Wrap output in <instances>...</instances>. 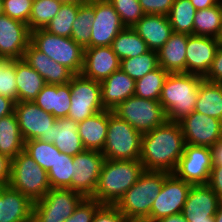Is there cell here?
Returning a JSON list of instances; mask_svg holds the SVG:
<instances>
[{
    "label": "cell",
    "instance_id": "obj_31",
    "mask_svg": "<svg viewBox=\"0 0 222 222\" xmlns=\"http://www.w3.org/2000/svg\"><path fill=\"white\" fill-rule=\"evenodd\" d=\"M24 143L16 114L0 118V153L13 159L24 150Z\"/></svg>",
    "mask_w": 222,
    "mask_h": 222
},
{
    "label": "cell",
    "instance_id": "obj_29",
    "mask_svg": "<svg viewBox=\"0 0 222 222\" xmlns=\"http://www.w3.org/2000/svg\"><path fill=\"white\" fill-rule=\"evenodd\" d=\"M17 102L34 101L46 85L43 77L25 60H15Z\"/></svg>",
    "mask_w": 222,
    "mask_h": 222
},
{
    "label": "cell",
    "instance_id": "obj_60",
    "mask_svg": "<svg viewBox=\"0 0 222 222\" xmlns=\"http://www.w3.org/2000/svg\"><path fill=\"white\" fill-rule=\"evenodd\" d=\"M5 61V59L0 58V65Z\"/></svg>",
    "mask_w": 222,
    "mask_h": 222
},
{
    "label": "cell",
    "instance_id": "obj_53",
    "mask_svg": "<svg viewBox=\"0 0 222 222\" xmlns=\"http://www.w3.org/2000/svg\"><path fill=\"white\" fill-rule=\"evenodd\" d=\"M220 0H190L191 4L196 10L212 7L216 5Z\"/></svg>",
    "mask_w": 222,
    "mask_h": 222
},
{
    "label": "cell",
    "instance_id": "obj_35",
    "mask_svg": "<svg viewBox=\"0 0 222 222\" xmlns=\"http://www.w3.org/2000/svg\"><path fill=\"white\" fill-rule=\"evenodd\" d=\"M196 8L190 0H174L168 18L175 33L194 34Z\"/></svg>",
    "mask_w": 222,
    "mask_h": 222
},
{
    "label": "cell",
    "instance_id": "obj_26",
    "mask_svg": "<svg viewBox=\"0 0 222 222\" xmlns=\"http://www.w3.org/2000/svg\"><path fill=\"white\" fill-rule=\"evenodd\" d=\"M71 90L67 84H46L34 103L41 109L53 115L56 119L67 118L71 105Z\"/></svg>",
    "mask_w": 222,
    "mask_h": 222
},
{
    "label": "cell",
    "instance_id": "obj_23",
    "mask_svg": "<svg viewBox=\"0 0 222 222\" xmlns=\"http://www.w3.org/2000/svg\"><path fill=\"white\" fill-rule=\"evenodd\" d=\"M132 29L150 50L158 51L173 33L168 16L145 14Z\"/></svg>",
    "mask_w": 222,
    "mask_h": 222
},
{
    "label": "cell",
    "instance_id": "obj_43",
    "mask_svg": "<svg viewBox=\"0 0 222 222\" xmlns=\"http://www.w3.org/2000/svg\"><path fill=\"white\" fill-rule=\"evenodd\" d=\"M0 95L17 103L15 60H5L0 65Z\"/></svg>",
    "mask_w": 222,
    "mask_h": 222
},
{
    "label": "cell",
    "instance_id": "obj_59",
    "mask_svg": "<svg viewBox=\"0 0 222 222\" xmlns=\"http://www.w3.org/2000/svg\"><path fill=\"white\" fill-rule=\"evenodd\" d=\"M219 44L222 46V33L221 36L219 37Z\"/></svg>",
    "mask_w": 222,
    "mask_h": 222
},
{
    "label": "cell",
    "instance_id": "obj_33",
    "mask_svg": "<svg viewBox=\"0 0 222 222\" xmlns=\"http://www.w3.org/2000/svg\"><path fill=\"white\" fill-rule=\"evenodd\" d=\"M111 47L120 60L136 57L150 50L146 42L132 28L128 27L115 37Z\"/></svg>",
    "mask_w": 222,
    "mask_h": 222
},
{
    "label": "cell",
    "instance_id": "obj_37",
    "mask_svg": "<svg viewBox=\"0 0 222 222\" xmlns=\"http://www.w3.org/2000/svg\"><path fill=\"white\" fill-rule=\"evenodd\" d=\"M168 72L158 66L142 78L136 80L135 96L159 101Z\"/></svg>",
    "mask_w": 222,
    "mask_h": 222
},
{
    "label": "cell",
    "instance_id": "obj_30",
    "mask_svg": "<svg viewBox=\"0 0 222 222\" xmlns=\"http://www.w3.org/2000/svg\"><path fill=\"white\" fill-rule=\"evenodd\" d=\"M195 111L222 121V83L201 81Z\"/></svg>",
    "mask_w": 222,
    "mask_h": 222
},
{
    "label": "cell",
    "instance_id": "obj_39",
    "mask_svg": "<svg viewBox=\"0 0 222 222\" xmlns=\"http://www.w3.org/2000/svg\"><path fill=\"white\" fill-rule=\"evenodd\" d=\"M80 3L69 2L62 3L56 16L45 28L51 34L71 37L72 25L76 19Z\"/></svg>",
    "mask_w": 222,
    "mask_h": 222
},
{
    "label": "cell",
    "instance_id": "obj_45",
    "mask_svg": "<svg viewBox=\"0 0 222 222\" xmlns=\"http://www.w3.org/2000/svg\"><path fill=\"white\" fill-rule=\"evenodd\" d=\"M102 206L93 198H84L73 214L64 222H92L96 211Z\"/></svg>",
    "mask_w": 222,
    "mask_h": 222
},
{
    "label": "cell",
    "instance_id": "obj_47",
    "mask_svg": "<svg viewBox=\"0 0 222 222\" xmlns=\"http://www.w3.org/2000/svg\"><path fill=\"white\" fill-rule=\"evenodd\" d=\"M145 14L168 16L174 0H139Z\"/></svg>",
    "mask_w": 222,
    "mask_h": 222
},
{
    "label": "cell",
    "instance_id": "obj_2",
    "mask_svg": "<svg viewBox=\"0 0 222 222\" xmlns=\"http://www.w3.org/2000/svg\"><path fill=\"white\" fill-rule=\"evenodd\" d=\"M143 172L144 167L140 160L105 159L91 198L102 205H115Z\"/></svg>",
    "mask_w": 222,
    "mask_h": 222
},
{
    "label": "cell",
    "instance_id": "obj_16",
    "mask_svg": "<svg viewBox=\"0 0 222 222\" xmlns=\"http://www.w3.org/2000/svg\"><path fill=\"white\" fill-rule=\"evenodd\" d=\"M94 21L91 26V48L111 46L126 27L108 0H94Z\"/></svg>",
    "mask_w": 222,
    "mask_h": 222
},
{
    "label": "cell",
    "instance_id": "obj_8",
    "mask_svg": "<svg viewBox=\"0 0 222 222\" xmlns=\"http://www.w3.org/2000/svg\"><path fill=\"white\" fill-rule=\"evenodd\" d=\"M113 113L128 122L141 134H145L167 121L166 113L159 101L143 99L135 95L121 102Z\"/></svg>",
    "mask_w": 222,
    "mask_h": 222
},
{
    "label": "cell",
    "instance_id": "obj_58",
    "mask_svg": "<svg viewBox=\"0 0 222 222\" xmlns=\"http://www.w3.org/2000/svg\"><path fill=\"white\" fill-rule=\"evenodd\" d=\"M201 222H215L214 218H208V221H201Z\"/></svg>",
    "mask_w": 222,
    "mask_h": 222
},
{
    "label": "cell",
    "instance_id": "obj_44",
    "mask_svg": "<svg viewBox=\"0 0 222 222\" xmlns=\"http://www.w3.org/2000/svg\"><path fill=\"white\" fill-rule=\"evenodd\" d=\"M34 0H3L4 14L28 24Z\"/></svg>",
    "mask_w": 222,
    "mask_h": 222
},
{
    "label": "cell",
    "instance_id": "obj_15",
    "mask_svg": "<svg viewBox=\"0 0 222 222\" xmlns=\"http://www.w3.org/2000/svg\"><path fill=\"white\" fill-rule=\"evenodd\" d=\"M185 143L211 147L222 138V121L193 111L178 121Z\"/></svg>",
    "mask_w": 222,
    "mask_h": 222
},
{
    "label": "cell",
    "instance_id": "obj_17",
    "mask_svg": "<svg viewBox=\"0 0 222 222\" xmlns=\"http://www.w3.org/2000/svg\"><path fill=\"white\" fill-rule=\"evenodd\" d=\"M31 41V31L27 24L0 15V58L22 59Z\"/></svg>",
    "mask_w": 222,
    "mask_h": 222
},
{
    "label": "cell",
    "instance_id": "obj_49",
    "mask_svg": "<svg viewBox=\"0 0 222 222\" xmlns=\"http://www.w3.org/2000/svg\"><path fill=\"white\" fill-rule=\"evenodd\" d=\"M207 185L222 199V165L212 167Z\"/></svg>",
    "mask_w": 222,
    "mask_h": 222
},
{
    "label": "cell",
    "instance_id": "obj_51",
    "mask_svg": "<svg viewBox=\"0 0 222 222\" xmlns=\"http://www.w3.org/2000/svg\"><path fill=\"white\" fill-rule=\"evenodd\" d=\"M213 166L222 165V138L210 147Z\"/></svg>",
    "mask_w": 222,
    "mask_h": 222
},
{
    "label": "cell",
    "instance_id": "obj_40",
    "mask_svg": "<svg viewBox=\"0 0 222 222\" xmlns=\"http://www.w3.org/2000/svg\"><path fill=\"white\" fill-rule=\"evenodd\" d=\"M61 1L58 0H34L28 27L30 31L45 29L50 21L58 13Z\"/></svg>",
    "mask_w": 222,
    "mask_h": 222
},
{
    "label": "cell",
    "instance_id": "obj_6",
    "mask_svg": "<svg viewBox=\"0 0 222 222\" xmlns=\"http://www.w3.org/2000/svg\"><path fill=\"white\" fill-rule=\"evenodd\" d=\"M30 43L50 59L68 68L74 75L81 74L84 48L71 37H62L45 29H37L31 31Z\"/></svg>",
    "mask_w": 222,
    "mask_h": 222
},
{
    "label": "cell",
    "instance_id": "obj_5",
    "mask_svg": "<svg viewBox=\"0 0 222 222\" xmlns=\"http://www.w3.org/2000/svg\"><path fill=\"white\" fill-rule=\"evenodd\" d=\"M8 185L33 203L42 199L51 189L47 171L24 150L12 159Z\"/></svg>",
    "mask_w": 222,
    "mask_h": 222
},
{
    "label": "cell",
    "instance_id": "obj_52",
    "mask_svg": "<svg viewBox=\"0 0 222 222\" xmlns=\"http://www.w3.org/2000/svg\"><path fill=\"white\" fill-rule=\"evenodd\" d=\"M15 102L8 97L0 95V118L14 113Z\"/></svg>",
    "mask_w": 222,
    "mask_h": 222
},
{
    "label": "cell",
    "instance_id": "obj_21",
    "mask_svg": "<svg viewBox=\"0 0 222 222\" xmlns=\"http://www.w3.org/2000/svg\"><path fill=\"white\" fill-rule=\"evenodd\" d=\"M33 205L20 191L0 186V222H32Z\"/></svg>",
    "mask_w": 222,
    "mask_h": 222
},
{
    "label": "cell",
    "instance_id": "obj_28",
    "mask_svg": "<svg viewBox=\"0 0 222 222\" xmlns=\"http://www.w3.org/2000/svg\"><path fill=\"white\" fill-rule=\"evenodd\" d=\"M108 130V110L78 122V134L86 150L100 151L104 149Z\"/></svg>",
    "mask_w": 222,
    "mask_h": 222
},
{
    "label": "cell",
    "instance_id": "obj_20",
    "mask_svg": "<svg viewBox=\"0 0 222 222\" xmlns=\"http://www.w3.org/2000/svg\"><path fill=\"white\" fill-rule=\"evenodd\" d=\"M121 60L111 46L84 48L81 75L95 81H103L120 69Z\"/></svg>",
    "mask_w": 222,
    "mask_h": 222
},
{
    "label": "cell",
    "instance_id": "obj_54",
    "mask_svg": "<svg viewBox=\"0 0 222 222\" xmlns=\"http://www.w3.org/2000/svg\"><path fill=\"white\" fill-rule=\"evenodd\" d=\"M155 222H188L182 213L173 214L164 218H161Z\"/></svg>",
    "mask_w": 222,
    "mask_h": 222
},
{
    "label": "cell",
    "instance_id": "obj_48",
    "mask_svg": "<svg viewBox=\"0 0 222 222\" xmlns=\"http://www.w3.org/2000/svg\"><path fill=\"white\" fill-rule=\"evenodd\" d=\"M210 82L222 83V46L219 45L209 72L204 77Z\"/></svg>",
    "mask_w": 222,
    "mask_h": 222
},
{
    "label": "cell",
    "instance_id": "obj_25",
    "mask_svg": "<svg viewBox=\"0 0 222 222\" xmlns=\"http://www.w3.org/2000/svg\"><path fill=\"white\" fill-rule=\"evenodd\" d=\"M189 34L173 32L157 51L158 64L168 73H186V48Z\"/></svg>",
    "mask_w": 222,
    "mask_h": 222
},
{
    "label": "cell",
    "instance_id": "obj_50",
    "mask_svg": "<svg viewBox=\"0 0 222 222\" xmlns=\"http://www.w3.org/2000/svg\"><path fill=\"white\" fill-rule=\"evenodd\" d=\"M12 159L0 153V186L8 185L11 175Z\"/></svg>",
    "mask_w": 222,
    "mask_h": 222
},
{
    "label": "cell",
    "instance_id": "obj_10",
    "mask_svg": "<svg viewBox=\"0 0 222 222\" xmlns=\"http://www.w3.org/2000/svg\"><path fill=\"white\" fill-rule=\"evenodd\" d=\"M71 90V105L67 118L81 122L96 113L105 110L101 101V83L74 75L69 82Z\"/></svg>",
    "mask_w": 222,
    "mask_h": 222
},
{
    "label": "cell",
    "instance_id": "obj_9",
    "mask_svg": "<svg viewBox=\"0 0 222 222\" xmlns=\"http://www.w3.org/2000/svg\"><path fill=\"white\" fill-rule=\"evenodd\" d=\"M84 198L71 189L51 188L34 202L32 222H64Z\"/></svg>",
    "mask_w": 222,
    "mask_h": 222
},
{
    "label": "cell",
    "instance_id": "obj_1",
    "mask_svg": "<svg viewBox=\"0 0 222 222\" xmlns=\"http://www.w3.org/2000/svg\"><path fill=\"white\" fill-rule=\"evenodd\" d=\"M186 143L179 122L166 121L142 134L140 162L144 170L173 173Z\"/></svg>",
    "mask_w": 222,
    "mask_h": 222
},
{
    "label": "cell",
    "instance_id": "obj_55",
    "mask_svg": "<svg viewBox=\"0 0 222 222\" xmlns=\"http://www.w3.org/2000/svg\"><path fill=\"white\" fill-rule=\"evenodd\" d=\"M215 222H222V201L216 211V214L214 215Z\"/></svg>",
    "mask_w": 222,
    "mask_h": 222
},
{
    "label": "cell",
    "instance_id": "obj_24",
    "mask_svg": "<svg viewBox=\"0 0 222 222\" xmlns=\"http://www.w3.org/2000/svg\"><path fill=\"white\" fill-rule=\"evenodd\" d=\"M100 83L101 101L107 110H113L121 102L135 94L136 81L120 69Z\"/></svg>",
    "mask_w": 222,
    "mask_h": 222
},
{
    "label": "cell",
    "instance_id": "obj_36",
    "mask_svg": "<svg viewBox=\"0 0 222 222\" xmlns=\"http://www.w3.org/2000/svg\"><path fill=\"white\" fill-rule=\"evenodd\" d=\"M47 173L51 188L71 189L73 156L61 152L56 147V161Z\"/></svg>",
    "mask_w": 222,
    "mask_h": 222
},
{
    "label": "cell",
    "instance_id": "obj_41",
    "mask_svg": "<svg viewBox=\"0 0 222 222\" xmlns=\"http://www.w3.org/2000/svg\"><path fill=\"white\" fill-rule=\"evenodd\" d=\"M24 151L29 154L45 171H49L56 161V146L39 139L24 143Z\"/></svg>",
    "mask_w": 222,
    "mask_h": 222
},
{
    "label": "cell",
    "instance_id": "obj_42",
    "mask_svg": "<svg viewBox=\"0 0 222 222\" xmlns=\"http://www.w3.org/2000/svg\"><path fill=\"white\" fill-rule=\"evenodd\" d=\"M125 27L132 28L144 15L139 0H108Z\"/></svg>",
    "mask_w": 222,
    "mask_h": 222
},
{
    "label": "cell",
    "instance_id": "obj_11",
    "mask_svg": "<svg viewBox=\"0 0 222 222\" xmlns=\"http://www.w3.org/2000/svg\"><path fill=\"white\" fill-rule=\"evenodd\" d=\"M20 133L25 141L39 139L50 143V132L56 118L33 101L17 102L14 106Z\"/></svg>",
    "mask_w": 222,
    "mask_h": 222
},
{
    "label": "cell",
    "instance_id": "obj_13",
    "mask_svg": "<svg viewBox=\"0 0 222 222\" xmlns=\"http://www.w3.org/2000/svg\"><path fill=\"white\" fill-rule=\"evenodd\" d=\"M105 157L100 151L85 150L73 156L71 190L91 198L96 190Z\"/></svg>",
    "mask_w": 222,
    "mask_h": 222
},
{
    "label": "cell",
    "instance_id": "obj_7",
    "mask_svg": "<svg viewBox=\"0 0 222 222\" xmlns=\"http://www.w3.org/2000/svg\"><path fill=\"white\" fill-rule=\"evenodd\" d=\"M142 134L108 110V130L102 154L109 160H139Z\"/></svg>",
    "mask_w": 222,
    "mask_h": 222
},
{
    "label": "cell",
    "instance_id": "obj_34",
    "mask_svg": "<svg viewBox=\"0 0 222 222\" xmlns=\"http://www.w3.org/2000/svg\"><path fill=\"white\" fill-rule=\"evenodd\" d=\"M94 18V0L80 4L72 25L71 38L83 48H91V26Z\"/></svg>",
    "mask_w": 222,
    "mask_h": 222
},
{
    "label": "cell",
    "instance_id": "obj_19",
    "mask_svg": "<svg viewBox=\"0 0 222 222\" xmlns=\"http://www.w3.org/2000/svg\"><path fill=\"white\" fill-rule=\"evenodd\" d=\"M221 201L207 184L191 185L181 213L188 222L208 221L214 218Z\"/></svg>",
    "mask_w": 222,
    "mask_h": 222
},
{
    "label": "cell",
    "instance_id": "obj_22",
    "mask_svg": "<svg viewBox=\"0 0 222 222\" xmlns=\"http://www.w3.org/2000/svg\"><path fill=\"white\" fill-rule=\"evenodd\" d=\"M23 59L43 77L46 84H67L74 76L68 68L50 59L31 43L25 50Z\"/></svg>",
    "mask_w": 222,
    "mask_h": 222
},
{
    "label": "cell",
    "instance_id": "obj_56",
    "mask_svg": "<svg viewBox=\"0 0 222 222\" xmlns=\"http://www.w3.org/2000/svg\"><path fill=\"white\" fill-rule=\"evenodd\" d=\"M58 1H61L62 3L76 2L82 4L88 2L89 0H58Z\"/></svg>",
    "mask_w": 222,
    "mask_h": 222
},
{
    "label": "cell",
    "instance_id": "obj_12",
    "mask_svg": "<svg viewBox=\"0 0 222 222\" xmlns=\"http://www.w3.org/2000/svg\"><path fill=\"white\" fill-rule=\"evenodd\" d=\"M191 184L170 173L164 180L161 191L153 200L150 216L145 222H155L161 218L181 213Z\"/></svg>",
    "mask_w": 222,
    "mask_h": 222
},
{
    "label": "cell",
    "instance_id": "obj_3",
    "mask_svg": "<svg viewBox=\"0 0 222 222\" xmlns=\"http://www.w3.org/2000/svg\"><path fill=\"white\" fill-rule=\"evenodd\" d=\"M166 171L144 170L137 182L131 186L114 205L130 222H145L153 200L161 191Z\"/></svg>",
    "mask_w": 222,
    "mask_h": 222
},
{
    "label": "cell",
    "instance_id": "obj_27",
    "mask_svg": "<svg viewBox=\"0 0 222 222\" xmlns=\"http://www.w3.org/2000/svg\"><path fill=\"white\" fill-rule=\"evenodd\" d=\"M78 123L69 118H59L51 127L50 143L61 152L75 156L85 151V147L77 131Z\"/></svg>",
    "mask_w": 222,
    "mask_h": 222
},
{
    "label": "cell",
    "instance_id": "obj_38",
    "mask_svg": "<svg viewBox=\"0 0 222 222\" xmlns=\"http://www.w3.org/2000/svg\"><path fill=\"white\" fill-rule=\"evenodd\" d=\"M159 66L157 51L149 50L145 54L121 60L120 70L135 81Z\"/></svg>",
    "mask_w": 222,
    "mask_h": 222
},
{
    "label": "cell",
    "instance_id": "obj_32",
    "mask_svg": "<svg viewBox=\"0 0 222 222\" xmlns=\"http://www.w3.org/2000/svg\"><path fill=\"white\" fill-rule=\"evenodd\" d=\"M222 33V1L216 5L196 10L194 17V35L219 39Z\"/></svg>",
    "mask_w": 222,
    "mask_h": 222
},
{
    "label": "cell",
    "instance_id": "obj_18",
    "mask_svg": "<svg viewBox=\"0 0 222 222\" xmlns=\"http://www.w3.org/2000/svg\"><path fill=\"white\" fill-rule=\"evenodd\" d=\"M219 39L191 34L187 39L186 73L207 75L219 47Z\"/></svg>",
    "mask_w": 222,
    "mask_h": 222
},
{
    "label": "cell",
    "instance_id": "obj_14",
    "mask_svg": "<svg viewBox=\"0 0 222 222\" xmlns=\"http://www.w3.org/2000/svg\"><path fill=\"white\" fill-rule=\"evenodd\" d=\"M212 167L210 147L186 144L173 173L191 185H206Z\"/></svg>",
    "mask_w": 222,
    "mask_h": 222
},
{
    "label": "cell",
    "instance_id": "obj_46",
    "mask_svg": "<svg viewBox=\"0 0 222 222\" xmlns=\"http://www.w3.org/2000/svg\"><path fill=\"white\" fill-rule=\"evenodd\" d=\"M92 222H130L114 205H102Z\"/></svg>",
    "mask_w": 222,
    "mask_h": 222
},
{
    "label": "cell",
    "instance_id": "obj_57",
    "mask_svg": "<svg viewBox=\"0 0 222 222\" xmlns=\"http://www.w3.org/2000/svg\"><path fill=\"white\" fill-rule=\"evenodd\" d=\"M4 14L3 0H0V15Z\"/></svg>",
    "mask_w": 222,
    "mask_h": 222
},
{
    "label": "cell",
    "instance_id": "obj_4",
    "mask_svg": "<svg viewBox=\"0 0 222 222\" xmlns=\"http://www.w3.org/2000/svg\"><path fill=\"white\" fill-rule=\"evenodd\" d=\"M203 79L202 76L189 73L168 74L159 99L168 121L178 122L195 111V103Z\"/></svg>",
    "mask_w": 222,
    "mask_h": 222
}]
</instances>
